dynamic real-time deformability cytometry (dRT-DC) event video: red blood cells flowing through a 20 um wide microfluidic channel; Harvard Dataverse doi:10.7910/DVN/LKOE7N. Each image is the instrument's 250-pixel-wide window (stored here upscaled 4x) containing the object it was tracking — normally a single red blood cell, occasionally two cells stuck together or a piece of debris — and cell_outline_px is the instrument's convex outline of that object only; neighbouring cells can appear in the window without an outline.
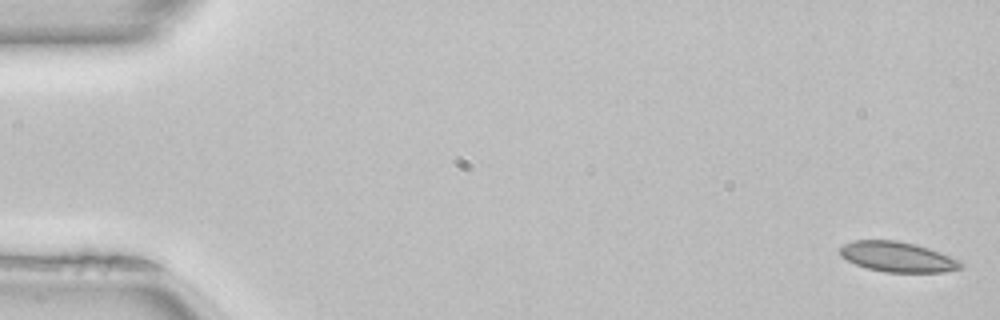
{"species": "common noctule bat (a hibernating species)", "species_latin": "Nyctalus noctula", "temperature_condition": "room temperature", "stored_images_in_passage": 50, "camera_frame_rate_fps": 3000, "um_per_image_px": 0.085, "animal": {"sex": "female", "body_mass_g": 22.7, "forearm_length_mm": 54.2}, "frame": {"image": 1, "passage_image": 1, "time_ms": 0.0, "image_size_px": [1000, 320], "cell_outline_px": [[964, 268], [944, 272], [884, 272], [868, 268], [856, 264], [840, 256], [840, 248], [844, 244], [852, 240], [896, 240], [916, 244], [940, 252], [964, 264]], "centroid_in_image_um": [76.28, 21.83], "position_along_channel_um": 8.7, "area_um2": 21.15}}
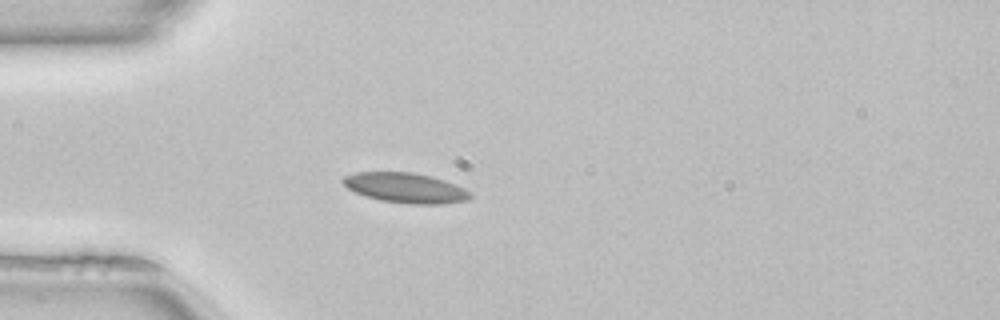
{"frame": {"image": 2, "passage_image": 14, "time_ms": 4.333, "image_size_px": [1000, 320], "cell_outline_px": [[472, 196], [468, 200], [444, 204], [408, 204], [380, 200], [364, 196], [348, 188], [340, 180], [344, 176], [356, 172], [412, 172], [432, 176], [456, 184], [472, 192]], "centroid_in_image_um": [34.49, 15.97], "position_along_channel_um": 50.5, "area_um2": 22.48}}
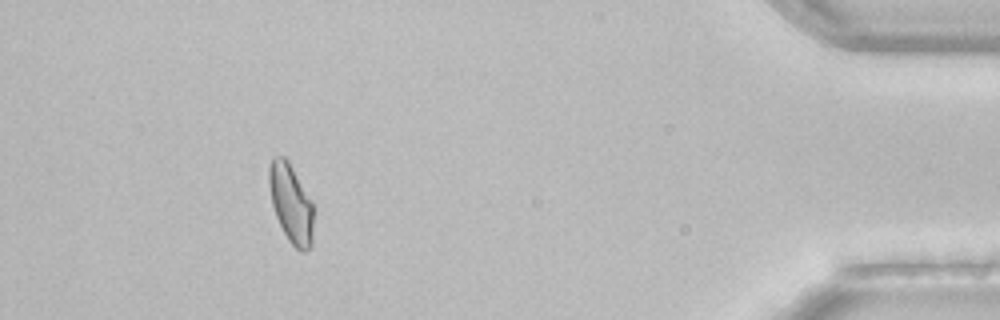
{"frame": {"image": 3, "passage_image": 46, "time_ms": 15.0, "image_size_px": [1000, 320], "cell_outline_px": [[312, 244], [304, 252], [300, 252], [288, 240], [276, 216], [272, 204], [268, 184], [268, 168], [272, 156], [284, 156], [288, 160], [312, 200]], "centroid_in_image_um": [24.71, 17.25], "position_along_channel_um": 410.5, "area_um2": 20.4}, "authors_computed_cell_mechanics": {"area_um2": 20.9236, "velocity_mm_per_s": 4.043, "shape_relaxation_time_tau1_ms": null, "shape_relaxation_time_tau2_ms": 9.8601, "deformation_change_tau1": null, "deformation_change_tau2": 0.136}}